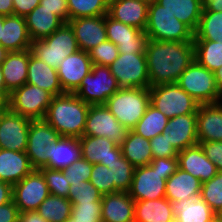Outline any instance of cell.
<instances>
[{
  "label": "cell",
  "mask_w": 222,
  "mask_h": 222,
  "mask_svg": "<svg viewBox=\"0 0 222 222\" xmlns=\"http://www.w3.org/2000/svg\"><path fill=\"white\" fill-rule=\"evenodd\" d=\"M149 5L138 0H109L108 15L126 25L144 30Z\"/></svg>",
  "instance_id": "603a6c76"
},
{
  "label": "cell",
  "mask_w": 222,
  "mask_h": 222,
  "mask_svg": "<svg viewBox=\"0 0 222 222\" xmlns=\"http://www.w3.org/2000/svg\"><path fill=\"white\" fill-rule=\"evenodd\" d=\"M169 118L151 104L148 106L144 116L132 129L136 134L151 140L156 135L161 134L167 125Z\"/></svg>",
  "instance_id": "8d00e7d4"
},
{
  "label": "cell",
  "mask_w": 222,
  "mask_h": 222,
  "mask_svg": "<svg viewBox=\"0 0 222 222\" xmlns=\"http://www.w3.org/2000/svg\"><path fill=\"white\" fill-rule=\"evenodd\" d=\"M157 3L194 32L197 30L204 8L203 0H157Z\"/></svg>",
  "instance_id": "e575fe53"
},
{
  "label": "cell",
  "mask_w": 222,
  "mask_h": 222,
  "mask_svg": "<svg viewBox=\"0 0 222 222\" xmlns=\"http://www.w3.org/2000/svg\"><path fill=\"white\" fill-rule=\"evenodd\" d=\"M120 88L109 66L93 64L91 72L82 79L73 93L89 105H99L105 104Z\"/></svg>",
  "instance_id": "ba28073f"
},
{
  "label": "cell",
  "mask_w": 222,
  "mask_h": 222,
  "mask_svg": "<svg viewBox=\"0 0 222 222\" xmlns=\"http://www.w3.org/2000/svg\"><path fill=\"white\" fill-rule=\"evenodd\" d=\"M3 24H4V16L0 15V45H1V33H2Z\"/></svg>",
  "instance_id": "e7e4bbea"
},
{
  "label": "cell",
  "mask_w": 222,
  "mask_h": 222,
  "mask_svg": "<svg viewBox=\"0 0 222 222\" xmlns=\"http://www.w3.org/2000/svg\"><path fill=\"white\" fill-rule=\"evenodd\" d=\"M13 15L25 17L40 4V0H12Z\"/></svg>",
  "instance_id": "db71d44e"
},
{
  "label": "cell",
  "mask_w": 222,
  "mask_h": 222,
  "mask_svg": "<svg viewBox=\"0 0 222 222\" xmlns=\"http://www.w3.org/2000/svg\"><path fill=\"white\" fill-rule=\"evenodd\" d=\"M48 186L50 195L68 198L70 184L62 170L42 167L38 169Z\"/></svg>",
  "instance_id": "ee69618b"
},
{
  "label": "cell",
  "mask_w": 222,
  "mask_h": 222,
  "mask_svg": "<svg viewBox=\"0 0 222 222\" xmlns=\"http://www.w3.org/2000/svg\"><path fill=\"white\" fill-rule=\"evenodd\" d=\"M198 142L222 141V101L197 109Z\"/></svg>",
  "instance_id": "7402d4cb"
},
{
  "label": "cell",
  "mask_w": 222,
  "mask_h": 222,
  "mask_svg": "<svg viewBox=\"0 0 222 222\" xmlns=\"http://www.w3.org/2000/svg\"><path fill=\"white\" fill-rule=\"evenodd\" d=\"M71 209L68 198L49 194L36 211L48 222H63L71 216Z\"/></svg>",
  "instance_id": "74e56055"
},
{
  "label": "cell",
  "mask_w": 222,
  "mask_h": 222,
  "mask_svg": "<svg viewBox=\"0 0 222 222\" xmlns=\"http://www.w3.org/2000/svg\"><path fill=\"white\" fill-rule=\"evenodd\" d=\"M210 222H222V220H220L217 216L212 219Z\"/></svg>",
  "instance_id": "a7ac6f4b"
},
{
  "label": "cell",
  "mask_w": 222,
  "mask_h": 222,
  "mask_svg": "<svg viewBox=\"0 0 222 222\" xmlns=\"http://www.w3.org/2000/svg\"><path fill=\"white\" fill-rule=\"evenodd\" d=\"M0 15L11 16L13 15V1L0 0Z\"/></svg>",
  "instance_id": "94428289"
},
{
  "label": "cell",
  "mask_w": 222,
  "mask_h": 222,
  "mask_svg": "<svg viewBox=\"0 0 222 222\" xmlns=\"http://www.w3.org/2000/svg\"><path fill=\"white\" fill-rule=\"evenodd\" d=\"M89 181L102 195L120 192L114 184L111 169L102 164H93Z\"/></svg>",
  "instance_id": "f6af8a7d"
},
{
  "label": "cell",
  "mask_w": 222,
  "mask_h": 222,
  "mask_svg": "<svg viewBox=\"0 0 222 222\" xmlns=\"http://www.w3.org/2000/svg\"><path fill=\"white\" fill-rule=\"evenodd\" d=\"M138 1L144 2V3H146L147 5H151V4H153L154 2H157V0H138Z\"/></svg>",
  "instance_id": "03108f58"
},
{
  "label": "cell",
  "mask_w": 222,
  "mask_h": 222,
  "mask_svg": "<svg viewBox=\"0 0 222 222\" xmlns=\"http://www.w3.org/2000/svg\"><path fill=\"white\" fill-rule=\"evenodd\" d=\"M8 52L9 51H7L2 45H0V65L5 60Z\"/></svg>",
  "instance_id": "be15d7a7"
},
{
  "label": "cell",
  "mask_w": 222,
  "mask_h": 222,
  "mask_svg": "<svg viewBox=\"0 0 222 222\" xmlns=\"http://www.w3.org/2000/svg\"><path fill=\"white\" fill-rule=\"evenodd\" d=\"M48 162L44 167L62 170L81 157V147L78 138L60 137L50 145L46 152Z\"/></svg>",
  "instance_id": "4dcf8cb0"
},
{
  "label": "cell",
  "mask_w": 222,
  "mask_h": 222,
  "mask_svg": "<svg viewBox=\"0 0 222 222\" xmlns=\"http://www.w3.org/2000/svg\"><path fill=\"white\" fill-rule=\"evenodd\" d=\"M31 119L0 106V148L24 152Z\"/></svg>",
  "instance_id": "4fadbf2b"
},
{
  "label": "cell",
  "mask_w": 222,
  "mask_h": 222,
  "mask_svg": "<svg viewBox=\"0 0 222 222\" xmlns=\"http://www.w3.org/2000/svg\"><path fill=\"white\" fill-rule=\"evenodd\" d=\"M63 222H76V220L72 216H70L66 220H64Z\"/></svg>",
  "instance_id": "003e7915"
},
{
  "label": "cell",
  "mask_w": 222,
  "mask_h": 222,
  "mask_svg": "<svg viewBox=\"0 0 222 222\" xmlns=\"http://www.w3.org/2000/svg\"><path fill=\"white\" fill-rule=\"evenodd\" d=\"M135 201L128 192L102 195V222H134Z\"/></svg>",
  "instance_id": "cb8c5ba5"
},
{
  "label": "cell",
  "mask_w": 222,
  "mask_h": 222,
  "mask_svg": "<svg viewBox=\"0 0 222 222\" xmlns=\"http://www.w3.org/2000/svg\"><path fill=\"white\" fill-rule=\"evenodd\" d=\"M150 104L171 119L176 116L197 113L200 106L177 83L150 87Z\"/></svg>",
  "instance_id": "8992f818"
},
{
  "label": "cell",
  "mask_w": 222,
  "mask_h": 222,
  "mask_svg": "<svg viewBox=\"0 0 222 222\" xmlns=\"http://www.w3.org/2000/svg\"><path fill=\"white\" fill-rule=\"evenodd\" d=\"M197 113L176 116L169 119L162 133L177 152L198 144Z\"/></svg>",
  "instance_id": "ffe728a7"
},
{
  "label": "cell",
  "mask_w": 222,
  "mask_h": 222,
  "mask_svg": "<svg viewBox=\"0 0 222 222\" xmlns=\"http://www.w3.org/2000/svg\"><path fill=\"white\" fill-rule=\"evenodd\" d=\"M127 130H132L150 105L149 88H120L104 104Z\"/></svg>",
  "instance_id": "3957f363"
},
{
  "label": "cell",
  "mask_w": 222,
  "mask_h": 222,
  "mask_svg": "<svg viewBox=\"0 0 222 222\" xmlns=\"http://www.w3.org/2000/svg\"><path fill=\"white\" fill-rule=\"evenodd\" d=\"M26 83L42 88L53 96L65 93L61 87L57 69L35 57L31 49Z\"/></svg>",
  "instance_id": "484cf974"
},
{
  "label": "cell",
  "mask_w": 222,
  "mask_h": 222,
  "mask_svg": "<svg viewBox=\"0 0 222 222\" xmlns=\"http://www.w3.org/2000/svg\"><path fill=\"white\" fill-rule=\"evenodd\" d=\"M33 170L34 168L31 166L25 151L0 148V181L10 183L13 186Z\"/></svg>",
  "instance_id": "d4e9b609"
},
{
  "label": "cell",
  "mask_w": 222,
  "mask_h": 222,
  "mask_svg": "<svg viewBox=\"0 0 222 222\" xmlns=\"http://www.w3.org/2000/svg\"><path fill=\"white\" fill-rule=\"evenodd\" d=\"M165 174L149 164L135 167L129 195L134 201L165 198Z\"/></svg>",
  "instance_id": "2e32d148"
},
{
  "label": "cell",
  "mask_w": 222,
  "mask_h": 222,
  "mask_svg": "<svg viewBox=\"0 0 222 222\" xmlns=\"http://www.w3.org/2000/svg\"><path fill=\"white\" fill-rule=\"evenodd\" d=\"M194 59L202 66L214 72L222 66V42L193 40Z\"/></svg>",
  "instance_id": "d590c367"
},
{
  "label": "cell",
  "mask_w": 222,
  "mask_h": 222,
  "mask_svg": "<svg viewBox=\"0 0 222 222\" xmlns=\"http://www.w3.org/2000/svg\"><path fill=\"white\" fill-rule=\"evenodd\" d=\"M107 167L111 169L115 187L120 192H128L132 184L135 167L123 155Z\"/></svg>",
  "instance_id": "60d3db41"
},
{
  "label": "cell",
  "mask_w": 222,
  "mask_h": 222,
  "mask_svg": "<svg viewBox=\"0 0 222 222\" xmlns=\"http://www.w3.org/2000/svg\"><path fill=\"white\" fill-rule=\"evenodd\" d=\"M93 164L88 162L83 157H80L70 166L63 168L62 171L69 184L80 183L81 181H87L90 178Z\"/></svg>",
  "instance_id": "c3c4849f"
},
{
  "label": "cell",
  "mask_w": 222,
  "mask_h": 222,
  "mask_svg": "<svg viewBox=\"0 0 222 222\" xmlns=\"http://www.w3.org/2000/svg\"><path fill=\"white\" fill-rule=\"evenodd\" d=\"M207 158L215 164L218 171H222V141L198 142Z\"/></svg>",
  "instance_id": "f907efd6"
},
{
  "label": "cell",
  "mask_w": 222,
  "mask_h": 222,
  "mask_svg": "<svg viewBox=\"0 0 222 222\" xmlns=\"http://www.w3.org/2000/svg\"><path fill=\"white\" fill-rule=\"evenodd\" d=\"M69 20L107 15L109 0H67Z\"/></svg>",
  "instance_id": "ab89813d"
},
{
  "label": "cell",
  "mask_w": 222,
  "mask_h": 222,
  "mask_svg": "<svg viewBox=\"0 0 222 222\" xmlns=\"http://www.w3.org/2000/svg\"><path fill=\"white\" fill-rule=\"evenodd\" d=\"M217 217L222 220V209L217 213Z\"/></svg>",
  "instance_id": "89a4df30"
},
{
  "label": "cell",
  "mask_w": 222,
  "mask_h": 222,
  "mask_svg": "<svg viewBox=\"0 0 222 222\" xmlns=\"http://www.w3.org/2000/svg\"><path fill=\"white\" fill-rule=\"evenodd\" d=\"M24 18L31 41L50 36L64 23L51 10L43 8L40 4Z\"/></svg>",
  "instance_id": "f546056e"
},
{
  "label": "cell",
  "mask_w": 222,
  "mask_h": 222,
  "mask_svg": "<svg viewBox=\"0 0 222 222\" xmlns=\"http://www.w3.org/2000/svg\"><path fill=\"white\" fill-rule=\"evenodd\" d=\"M170 204L175 222H210L217 216L201 196L192 200L170 202Z\"/></svg>",
  "instance_id": "1f68e13d"
},
{
  "label": "cell",
  "mask_w": 222,
  "mask_h": 222,
  "mask_svg": "<svg viewBox=\"0 0 222 222\" xmlns=\"http://www.w3.org/2000/svg\"><path fill=\"white\" fill-rule=\"evenodd\" d=\"M10 92L5 87L3 72L0 66V106H6Z\"/></svg>",
  "instance_id": "680465c9"
},
{
  "label": "cell",
  "mask_w": 222,
  "mask_h": 222,
  "mask_svg": "<svg viewBox=\"0 0 222 222\" xmlns=\"http://www.w3.org/2000/svg\"><path fill=\"white\" fill-rule=\"evenodd\" d=\"M145 56L150 87L176 83L194 60V43L148 39Z\"/></svg>",
  "instance_id": "6da1fadb"
},
{
  "label": "cell",
  "mask_w": 222,
  "mask_h": 222,
  "mask_svg": "<svg viewBox=\"0 0 222 222\" xmlns=\"http://www.w3.org/2000/svg\"><path fill=\"white\" fill-rule=\"evenodd\" d=\"M29 58L30 49L8 52L5 60L0 65L5 87L10 93L26 84Z\"/></svg>",
  "instance_id": "4316f807"
},
{
  "label": "cell",
  "mask_w": 222,
  "mask_h": 222,
  "mask_svg": "<svg viewBox=\"0 0 222 222\" xmlns=\"http://www.w3.org/2000/svg\"><path fill=\"white\" fill-rule=\"evenodd\" d=\"M107 40L118 46L119 53L145 54L148 36L144 30L126 25L105 15Z\"/></svg>",
  "instance_id": "9a60e30c"
},
{
  "label": "cell",
  "mask_w": 222,
  "mask_h": 222,
  "mask_svg": "<svg viewBox=\"0 0 222 222\" xmlns=\"http://www.w3.org/2000/svg\"><path fill=\"white\" fill-rule=\"evenodd\" d=\"M74 31L79 49L89 52L107 40L105 15L75 18L68 21Z\"/></svg>",
  "instance_id": "ac0fdd59"
},
{
  "label": "cell",
  "mask_w": 222,
  "mask_h": 222,
  "mask_svg": "<svg viewBox=\"0 0 222 222\" xmlns=\"http://www.w3.org/2000/svg\"><path fill=\"white\" fill-rule=\"evenodd\" d=\"M88 53L92 64L101 66H110L119 56L118 46L110 40L100 43Z\"/></svg>",
  "instance_id": "bcb514c9"
},
{
  "label": "cell",
  "mask_w": 222,
  "mask_h": 222,
  "mask_svg": "<svg viewBox=\"0 0 222 222\" xmlns=\"http://www.w3.org/2000/svg\"><path fill=\"white\" fill-rule=\"evenodd\" d=\"M213 73L217 88L222 96V66L215 70Z\"/></svg>",
  "instance_id": "6125c7cd"
},
{
  "label": "cell",
  "mask_w": 222,
  "mask_h": 222,
  "mask_svg": "<svg viewBox=\"0 0 222 222\" xmlns=\"http://www.w3.org/2000/svg\"><path fill=\"white\" fill-rule=\"evenodd\" d=\"M49 194L42 173L38 169H34L21 181L13 185L12 199L19 213H21L37 210Z\"/></svg>",
  "instance_id": "5bb4252c"
},
{
  "label": "cell",
  "mask_w": 222,
  "mask_h": 222,
  "mask_svg": "<svg viewBox=\"0 0 222 222\" xmlns=\"http://www.w3.org/2000/svg\"><path fill=\"white\" fill-rule=\"evenodd\" d=\"M71 216L76 222H102L101 202L72 203Z\"/></svg>",
  "instance_id": "7dc6e473"
},
{
  "label": "cell",
  "mask_w": 222,
  "mask_h": 222,
  "mask_svg": "<svg viewBox=\"0 0 222 222\" xmlns=\"http://www.w3.org/2000/svg\"><path fill=\"white\" fill-rule=\"evenodd\" d=\"M165 197L170 201L192 200L201 195L202 182L186 171L178 168L166 180Z\"/></svg>",
  "instance_id": "83f0119b"
},
{
  "label": "cell",
  "mask_w": 222,
  "mask_h": 222,
  "mask_svg": "<svg viewBox=\"0 0 222 222\" xmlns=\"http://www.w3.org/2000/svg\"><path fill=\"white\" fill-rule=\"evenodd\" d=\"M60 137L61 135L45 119L31 120L25 153L34 169L47 164L46 152Z\"/></svg>",
  "instance_id": "7c38bea8"
},
{
  "label": "cell",
  "mask_w": 222,
  "mask_h": 222,
  "mask_svg": "<svg viewBox=\"0 0 222 222\" xmlns=\"http://www.w3.org/2000/svg\"><path fill=\"white\" fill-rule=\"evenodd\" d=\"M178 166L202 183L212 179L218 172L214 163L205 155L200 144L178 152Z\"/></svg>",
  "instance_id": "44dd1931"
},
{
  "label": "cell",
  "mask_w": 222,
  "mask_h": 222,
  "mask_svg": "<svg viewBox=\"0 0 222 222\" xmlns=\"http://www.w3.org/2000/svg\"><path fill=\"white\" fill-rule=\"evenodd\" d=\"M68 199L71 203L101 202L102 194L89 180H87L71 184Z\"/></svg>",
  "instance_id": "7bdbcfd3"
},
{
  "label": "cell",
  "mask_w": 222,
  "mask_h": 222,
  "mask_svg": "<svg viewBox=\"0 0 222 222\" xmlns=\"http://www.w3.org/2000/svg\"><path fill=\"white\" fill-rule=\"evenodd\" d=\"M81 157L91 164L111 165L122 156L121 146L105 137L83 135L78 139Z\"/></svg>",
  "instance_id": "d6986e66"
},
{
  "label": "cell",
  "mask_w": 222,
  "mask_h": 222,
  "mask_svg": "<svg viewBox=\"0 0 222 222\" xmlns=\"http://www.w3.org/2000/svg\"><path fill=\"white\" fill-rule=\"evenodd\" d=\"M176 83L200 104L222 101L214 73L200 65L195 59Z\"/></svg>",
  "instance_id": "52a82bcc"
},
{
  "label": "cell",
  "mask_w": 222,
  "mask_h": 222,
  "mask_svg": "<svg viewBox=\"0 0 222 222\" xmlns=\"http://www.w3.org/2000/svg\"><path fill=\"white\" fill-rule=\"evenodd\" d=\"M150 165L153 169H157L161 173L165 174V180H167L179 168L177 157L155 158L152 159Z\"/></svg>",
  "instance_id": "816d5d0a"
},
{
  "label": "cell",
  "mask_w": 222,
  "mask_h": 222,
  "mask_svg": "<svg viewBox=\"0 0 222 222\" xmlns=\"http://www.w3.org/2000/svg\"><path fill=\"white\" fill-rule=\"evenodd\" d=\"M145 33L148 39L156 41H193L194 31L179 21L174 14L164 10L157 2L149 5Z\"/></svg>",
  "instance_id": "5b68a950"
},
{
  "label": "cell",
  "mask_w": 222,
  "mask_h": 222,
  "mask_svg": "<svg viewBox=\"0 0 222 222\" xmlns=\"http://www.w3.org/2000/svg\"><path fill=\"white\" fill-rule=\"evenodd\" d=\"M40 5L51 10L64 23L69 21L67 0H40Z\"/></svg>",
  "instance_id": "f5cc1de1"
},
{
  "label": "cell",
  "mask_w": 222,
  "mask_h": 222,
  "mask_svg": "<svg viewBox=\"0 0 222 222\" xmlns=\"http://www.w3.org/2000/svg\"><path fill=\"white\" fill-rule=\"evenodd\" d=\"M200 196L216 214L222 209V171L202 183Z\"/></svg>",
  "instance_id": "b9f144b4"
},
{
  "label": "cell",
  "mask_w": 222,
  "mask_h": 222,
  "mask_svg": "<svg viewBox=\"0 0 222 222\" xmlns=\"http://www.w3.org/2000/svg\"><path fill=\"white\" fill-rule=\"evenodd\" d=\"M134 222H175L170 201L166 197L135 201Z\"/></svg>",
  "instance_id": "d6a6232c"
},
{
  "label": "cell",
  "mask_w": 222,
  "mask_h": 222,
  "mask_svg": "<svg viewBox=\"0 0 222 222\" xmlns=\"http://www.w3.org/2000/svg\"><path fill=\"white\" fill-rule=\"evenodd\" d=\"M89 106L75 93L65 92L53 97L44 119L61 137L79 139L83 136Z\"/></svg>",
  "instance_id": "7a4b0ae2"
},
{
  "label": "cell",
  "mask_w": 222,
  "mask_h": 222,
  "mask_svg": "<svg viewBox=\"0 0 222 222\" xmlns=\"http://www.w3.org/2000/svg\"><path fill=\"white\" fill-rule=\"evenodd\" d=\"M25 18L22 16H4L1 33V45L9 52L31 49Z\"/></svg>",
  "instance_id": "f1b7e54d"
},
{
  "label": "cell",
  "mask_w": 222,
  "mask_h": 222,
  "mask_svg": "<svg viewBox=\"0 0 222 222\" xmlns=\"http://www.w3.org/2000/svg\"><path fill=\"white\" fill-rule=\"evenodd\" d=\"M194 40L222 42V12L202 11Z\"/></svg>",
  "instance_id": "f35d334b"
},
{
  "label": "cell",
  "mask_w": 222,
  "mask_h": 222,
  "mask_svg": "<svg viewBox=\"0 0 222 222\" xmlns=\"http://www.w3.org/2000/svg\"><path fill=\"white\" fill-rule=\"evenodd\" d=\"M151 152L155 158H173L178 156V152L167 139L166 133L156 135L150 140Z\"/></svg>",
  "instance_id": "681fc988"
},
{
  "label": "cell",
  "mask_w": 222,
  "mask_h": 222,
  "mask_svg": "<svg viewBox=\"0 0 222 222\" xmlns=\"http://www.w3.org/2000/svg\"><path fill=\"white\" fill-rule=\"evenodd\" d=\"M19 211L13 199L0 206V222H18Z\"/></svg>",
  "instance_id": "11a10c76"
},
{
  "label": "cell",
  "mask_w": 222,
  "mask_h": 222,
  "mask_svg": "<svg viewBox=\"0 0 222 222\" xmlns=\"http://www.w3.org/2000/svg\"><path fill=\"white\" fill-rule=\"evenodd\" d=\"M53 97L44 89L26 83L10 93L6 106L31 120L44 119Z\"/></svg>",
  "instance_id": "9c48e42d"
},
{
  "label": "cell",
  "mask_w": 222,
  "mask_h": 222,
  "mask_svg": "<svg viewBox=\"0 0 222 222\" xmlns=\"http://www.w3.org/2000/svg\"><path fill=\"white\" fill-rule=\"evenodd\" d=\"M18 222H48L36 210L19 213Z\"/></svg>",
  "instance_id": "6f0895ef"
},
{
  "label": "cell",
  "mask_w": 222,
  "mask_h": 222,
  "mask_svg": "<svg viewBox=\"0 0 222 222\" xmlns=\"http://www.w3.org/2000/svg\"><path fill=\"white\" fill-rule=\"evenodd\" d=\"M203 11L222 12V0H203Z\"/></svg>",
  "instance_id": "91938a15"
},
{
  "label": "cell",
  "mask_w": 222,
  "mask_h": 222,
  "mask_svg": "<svg viewBox=\"0 0 222 222\" xmlns=\"http://www.w3.org/2000/svg\"><path fill=\"white\" fill-rule=\"evenodd\" d=\"M13 186L10 183L0 181V206L12 200Z\"/></svg>",
  "instance_id": "9f6ffc18"
},
{
  "label": "cell",
  "mask_w": 222,
  "mask_h": 222,
  "mask_svg": "<svg viewBox=\"0 0 222 222\" xmlns=\"http://www.w3.org/2000/svg\"><path fill=\"white\" fill-rule=\"evenodd\" d=\"M79 50L74 31L68 22L63 23L50 36L32 41L31 44L32 54L54 69H58L64 58Z\"/></svg>",
  "instance_id": "277c9868"
},
{
  "label": "cell",
  "mask_w": 222,
  "mask_h": 222,
  "mask_svg": "<svg viewBox=\"0 0 222 222\" xmlns=\"http://www.w3.org/2000/svg\"><path fill=\"white\" fill-rule=\"evenodd\" d=\"M127 129L104 104L90 105L83 135L105 137L121 146Z\"/></svg>",
  "instance_id": "8fae6325"
},
{
  "label": "cell",
  "mask_w": 222,
  "mask_h": 222,
  "mask_svg": "<svg viewBox=\"0 0 222 222\" xmlns=\"http://www.w3.org/2000/svg\"><path fill=\"white\" fill-rule=\"evenodd\" d=\"M92 65L89 53L82 50L64 58L57 69L63 91L73 93L82 79L91 72Z\"/></svg>",
  "instance_id": "e0dca14e"
},
{
  "label": "cell",
  "mask_w": 222,
  "mask_h": 222,
  "mask_svg": "<svg viewBox=\"0 0 222 222\" xmlns=\"http://www.w3.org/2000/svg\"><path fill=\"white\" fill-rule=\"evenodd\" d=\"M121 149L123 157L134 167L149 165L153 159L150 140L132 130H127Z\"/></svg>",
  "instance_id": "836d02e7"
},
{
  "label": "cell",
  "mask_w": 222,
  "mask_h": 222,
  "mask_svg": "<svg viewBox=\"0 0 222 222\" xmlns=\"http://www.w3.org/2000/svg\"><path fill=\"white\" fill-rule=\"evenodd\" d=\"M109 68L121 88L150 87L145 54L119 53Z\"/></svg>",
  "instance_id": "30bf717a"
}]
</instances>
